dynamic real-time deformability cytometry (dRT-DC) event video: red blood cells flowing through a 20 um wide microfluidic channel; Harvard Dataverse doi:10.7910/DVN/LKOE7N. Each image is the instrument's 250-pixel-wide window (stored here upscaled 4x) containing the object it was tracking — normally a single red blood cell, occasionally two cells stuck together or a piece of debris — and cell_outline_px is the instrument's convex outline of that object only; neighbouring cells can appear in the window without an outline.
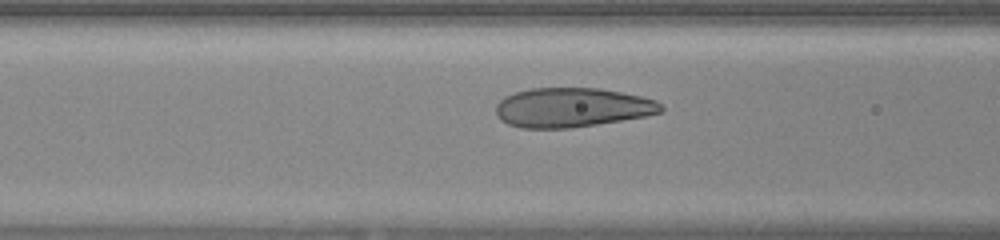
{"species": "human", "species_latin": "Homo sapiens", "temperature_condition": "warm", "stored_images_in_passage": 17, "camera_frame_rate_fps": 3000, "um_per_image_px": 0.085, "donor": {"sex": "female"}, "frame": {"image": 1, "passage_image": 5, "time_ms": 1.333, "image_size_px": [1000, 240], "cell_outline_px": [[664, 112], [644, 116], [572, 128], [520, 128], [508, 124], [500, 120], [496, 116], [496, 104], [504, 96], [516, 92], [532, 88], [600, 88], [640, 96], [656, 100], [664, 108]], "centroid_in_image_um": [48.59, 9.14], "position_along_channel_um": 118.0, "area_um2": 37.92}}
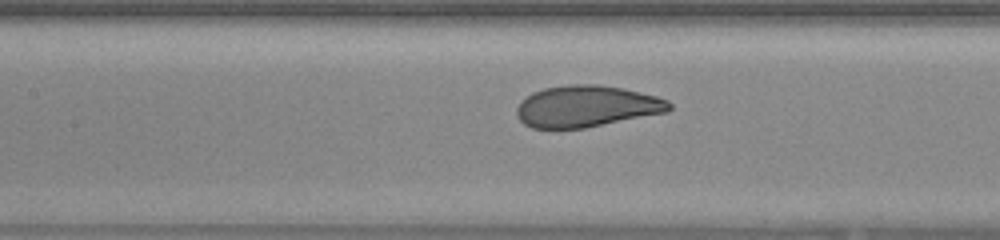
{"frame": {"image": 2, "passage_image": 8, "time_ms": 2.333, "image_size_px": [1000, 240], "cell_outline_px": [[672, 108], [668, 112], [584, 128], [532, 128], [524, 124], [516, 116], [516, 108], [520, 100], [532, 92], [544, 88], [568, 84], [600, 84], [624, 88], [656, 96], [668, 100], [672, 104]], "centroid_in_image_um": [49.85, 9.03], "position_along_channel_um": 157.6, "area_um2": 37.22}}
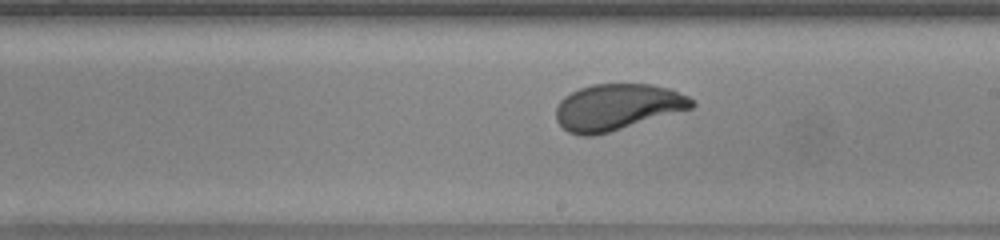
{"frame": {"image": 3, "passage_image": 14, "time_ms": 4.333, "image_size_px": [1000, 240], "cell_outline_px": [[696, 104], [692, 108], [608, 132], [592, 136], [580, 136], [568, 132], [556, 120], [556, 108], [560, 100], [564, 96], [580, 88], [592, 84], [652, 84], [672, 88], [688, 96]], "centroid_in_image_um": [52.46, 9.09], "position_along_channel_um": 236.5, "area_um2": 36.53}}